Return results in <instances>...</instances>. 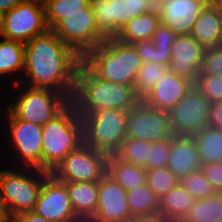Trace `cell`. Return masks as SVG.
I'll return each instance as SVG.
<instances>
[{"label": "cell", "instance_id": "obj_1", "mask_svg": "<svg viewBox=\"0 0 222 222\" xmlns=\"http://www.w3.org/2000/svg\"><path fill=\"white\" fill-rule=\"evenodd\" d=\"M73 49L51 30L25 43L24 71L20 84L58 92L67 73Z\"/></svg>", "mask_w": 222, "mask_h": 222}, {"label": "cell", "instance_id": "obj_2", "mask_svg": "<svg viewBox=\"0 0 222 222\" xmlns=\"http://www.w3.org/2000/svg\"><path fill=\"white\" fill-rule=\"evenodd\" d=\"M18 168L0 169V199L12 218L34 210L42 183L50 174L35 168Z\"/></svg>", "mask_w": 222, "mask_h": 222}, {"label": "cell", "instance_id": "obj_3", "mask_svg": "<svg viewBox=\"0 0 222 222\" xmlns=\"http://www.w3.org/2000/svg\"><path fill=\"white\" fill-rule=\"evenodd\" d=\"M129 113L130 110L119 109L90 112L83 129V143L114 155L126 139Z\"/></svg>", "mask_w": 222, "mask_h": 222}, {"label": "cell", "instance_id": "obj_4", "mask_svg": "<svg viewBox=\"0 0 222 222\" xmlns=\"http://www.w3.org/2000/svg\"><path fill=\"white\" fill-rule=\"evenodd\" d=\"M103 53L104 41L73 49L67 73L59 88L66 99H88L89 88L99 75Z\"/></svg>", "mask_w": 222, "mask_h": 222}, {"label": "cell", "instance_id": "obj_5", "mask_svg": "<svg viewBox=\"0 0 222 222\" xmlns=\"http://www.w3.org/2000/svg\"><path fill=\"white\" fill-rule=\"evenodd\" d=\"M99 33L116 38L128 20L147 12H159L155 0H90Z\"/></svg>", "mask_w": 222, "mask_h": 222}, {"label": "cell", "instance_id": "obj_6", "mask_svg": "<svg viewBox=\"0 0 222 222\" xmlns=\"http://www.w3.org/2000/svg\"><path fill=\"white\" fill-rule=\"evenodd\" d=\"M48 31L43 0H23L2 15V38L25 44Z\"/></svg>", "mask_w": 222, "mask_h": 222}, {"label": "cell", "instance_id": "obj_7", "mask_svg": "<svg viewBox=\"0 0 222 222\" xmlns=\"http://www.w3.org/2000/svg\"><path fill=\"white\" fill-rule=\"evenodd\" d=\"M42 129V170L52 173L71 151L83 144V129L56 118Z\"/></svg>", "mask_w": 222, "mask_h": 222}, {"label": "cell", "instance_id": "obj_8", "mask_svg": "<svg viewBox=\"0 0 222 222\" xmlns=\"http://www.w3.org/2000/svg\"><path fill=\"white\" fill-rule=\"evenodd\" d=\"M143 62L132 44L116 38L104 40V53L98 77L126 86H134Z\"/></svg>", "mask_w": 222, "mask_h": 222}, {"label": "cell", "instance_id": "obj_9", "mask_svg": "<svg viewBox=\"0 0 222 222\" xmlns=\"http://www.w3.org/2000/svg\"><path fill=\"white\" fill-rule=\"evenodd\" d=\"M108 157L83 143L71 151L52 174L61 182H98L107 174Z\"/></svg>", "mask_w": 222, "mask_h": 222}, {"label": "cell", "instance_id": "obj_10", "mask_svg": "<svg viewBox=\"0 0 222 222\" xmlns=\"http://www.w3.org/2000/svg\"><path fill=\"white\" fill-rule=\"evenodd\" d=\"M14 97L5 107L19 120L44 126L54 118V103L57 92L49 89H35L22 84L12 85ZM16 88V89H15ZM19 90V91H18ZM16 96V97H15ZM12 101V102H11ZM10 103V104H9Z\"/></svg>", "mask_w": 222, "mask_h": 222}, {"label": "cell", "instance_id": "obj_11", "mask_svg": "<svg viewBox=\"0 0 222 222\" xmlns=\"http://www.w3.org/2000/svg\"><path fill=\"white\" fill-rule=\"evenodd\" d=\"M210 104L202 92L193 85L168 112L174 135L192 137L209 126Z\"/></svg>", "mask_w": 222, "mask_h": 222}, {"label": "cell", "instance_id": "obj_12", "mask_svg": "<svg viewBox=\"0 0 222 222\" xmlns=\"http://www.w3.org/2000/svg\"><path fill=\"white\" fill-rule=\"evenodd\" d=\"M5 109L9 130L7 138L12 142L8 144L13 148L12 153L16 152L17 160L21 161L16 162V165L42 170V126L19 120L6 107Z\"/></svg>", "mask_w": 222, "mask_h": 222}, {"label": "cell", "instance_id": "obj_13", "mask_svg": "<svg viewBox=\"0 0 222 222\" xmlns=\"http://www.w3.org/2000/svg\"><path fill=\"white\" fill-rule=\"evenodd\" d=\"M174 136L169 113L140 101L130 110L126 138L157 142Z\"/></svg>", "mask_w": 222, "mask_h": 222}, {"label": "cell", "instance_id": "obj_14", "mask_svg": "<svg viewBox=\"0 0 222 222\" xmlns=\"http://www.w3.org/2000/svg\"><path fill=\"white\" fill-rule=\"evenodd\" d=\"M51 31L72 49L94 46L105 40L99 33L90 3L79 12L67 15Z\"/></svg>", "mask_w": 222, "mask_h": 222}, {"label": "cell", "instance_id": "obj_15", "mask_svg": "<svg viewBox=\"0 0 222 222\" xmlns=\"http://www.w3.org/2000/svg\"><path fill=\"white\" fill-rule=\"evenodd\" d=\"M41 217L54 222H69L74 213L66 182L50 173L43 181L33 210Z\"/></svg>", "mask_w": 222, "mask_h": 222}, {"label": "cell", "instance_id": "obj_16", "mask_svg": "<svg viewBox=\"0 0 222 222\" xmlns=\"http://www.w3.org/2000/svg\"><path fill=\"white\" fill-rule=\"evenodd\" d=\"M141 99L134 86H126L97 78L89 88L88 106L90 112L106 109L131 110Z\"/></svg>", "mask_w": 222, "mask_h": 222}, {"label": "cell", "instance_id": "obj_17", "mask_svg": "<svg viewBox=\"0 0 222 222\" xmlns=\"http://www.w3.org/2000/svg\"><path fill=\"white\" fill-rule=\"evenodd\" d=\"M127 191L109 175L98 181L96 214L103 222H127L131 217Z\"/></svg>", "mask_w": 222, "mask_h": 222}, {"label": "cell", "instance_id": "obj_18", "mask_svg": "<svg viewBox=\"0 0 222 222\" xmlns=\"http://www.w3.org/2000/svg\"><path fill=\"white\" fill-rule=\"evenodd\" d=\"M211 0H171L159 7L160 22L176 35H190L201 11Z\"/></svg>", "mask_w": 222, "mask_h": 222}, {"label": "cell", "instance_id": "obj_19", "mask_svg": "<svg viewBox=\"0 0 222 222\" xmlns=\"http://www.w3.org/2000/svg\"><path fill=\"white\" fill-rule=\"evenodd\" d=\"M205 50L191 35H177L172 45L169 71L195 82L203 64Z\"/></svg>", "mask_w": 222, "mask_h": 222}, {"label": "cell", "instance_id": "obj_20", "mask_svg": "<svg viewBox=\"0 0 222 222\" xmlns=\"http://www.w3.org/2000/svg\"><path fill=\"white\" fill-rule=\"evenodd\" d=\"M193 85V80L168 71L142 101L152 108L169 112Z\"/></svg>", "mask_w": 222, "mask_h": 222}, {"label": "cell", "instance_id": "obj_21", "mask_svg": "<svg viewBox=\"0 0 222 222\" xmlns=\"http://www.w3.org/2000/svg\"><path fill=\"white\" fill-rule=\"evenodd\" d=\"M199 150L193 137L170 138L167 168L180 180L191 172L201 169Z\"/></svg>", "mask_w": 222, "mask_h": 222}, {"label": "cell", "instance_id": "obj_22", "mask_svg": "<svg viewBox=\"0 0 222 222\" xmlns=\"http://www.w3.org/2000/svg\"><path fill=\"white\" fill-rule=\"evenodd\" d=\"M222 31V8L211 0L195 21L190 35L205 48L217 47Z\"/></svg>", "mask_w": 222, "mask_h": 222}, {"label": "cell", "instance_id": "obj_23", "mask_svg": "<svg viewBox=\"0 0 222 222\" xmlns=\"http://www.w3.org/2000/svg\"><path fill=\"white\" fill-rule=\"evenodd\" d=\"M24 61L25 44L0 37V79L3 80L5 76L6 79L9 78L7 80L11 86L19 84L23 76ZM10 79H13L12 82Z\"/></svg>", "mask_w": 222, "mask_h": 222}, {"label": "cell", "instance_id": "obj_24", "mask_svg": "<svg viewBox=\"0 0 222 222\" xmlns=\"http://www.w3.org/2000/svg\"><path fill=\"white\" fill-rule=\"evenodd\" d=\"M196 199L179 183L159 198V213L169 222H181Z\"/></svg>", "mask_w": 222, "mask_h": 222}, {"label": "cell", "instance_id": "obj_25", "mask_svg": "<svg viewBox=\"0 0 222 222\" xmlns=\"http://www.w3.org/2000/svg\"><path fill=\"white\" fill-rule=\"evenodd\" d=\"M107 175L126 191L146 185V169L119 159L115 154L109 155Z\"/></svg>", "mask_w": 222, "mask_h": 222}, {"label": "cell", "instance_id": "obj_26", "mask_svg": "<svg viewBox=\"0 0 222 222\" xmlns=\"http://www.w3.org/2000/svg\"><path fill=\"white\" fill-rule=\"evenodd\" d=\"M160 23L159 12H147L128 20L116 39L127 44H133L141 40H152L153 34Z\"/></svg>", "mask_w": 222, "mask_h": 222}, {"label": "cell", "instance_id": "obj_27", "mask_svg": "<svg viewBox=\"0 0 222 222\" xmlns=\"http://www.w3.org/2000/svg\"><path fill=\"white\" fill-rule=\"evenodd\" d=\"M90 115L88 99H66L59 91L54 103V118L84 129Z\"/></svg>", "mask_w": 222, "mask_h": 222}, {"label": "cell", "instance_id": "obj_28", "mask_svg": "<svg viewBox=\"0 0 222 222\" xmlns=\"http://www.w3.org/2000/svg\"><path fill=\"white\" fill-rule=\"evenodd\" d=\"M192 137L199 150L201 164L222 162V130L206 126Z\"/></svg>", "mask_w": 222, "mask_h": 222}, {"label": "cell", "instance_id": "obj_29", "mask_svg": "<svg viewBox=\"0 0 222 222\" xmlns=\"http://www.w3.org/2000/svg\"><path fill=\"white\" fill-rule=\"evenodd\" d=\"M66 187L74 211L96 212L98 182H66Z\"/></svg>", "mask_w": 222, "mask_h": 222}, {"label": "cell", "instance_id": "obj_30", "mask_svg": "<svg viewBox=\"0 0 222 222\" xmlns=\"http://www.w3.org/2000/svg\"><path fill=\"white\" fill-rule=\"evenodd\" d=\"M222 193L196 200L181 222H221Z\"/></svg>", "mask_w": 222, "mask_h": 222}, {"label": "cell", "instance_id": "obj_31", "mask_svg": "<svg viewBox=\"0 0 222 222\" xmlns=\"http://www.w3.org/2000/svg\"><path fill=\"white\" fill-rule=\"evenodd\" d=\"M127 202L132 216L159 212V197L146 185L127 191Z\"/></svg>", "mask_w": 222, "mask_h": 222}, {"label": "cell", "instance_id": "obj_32", "mask_svg": "<svg viewBox=\"0 0 222 222\" xmlns=\"http://www.w3.org/2000/svg\"><path fill=\"white\" fill-rule=\"evenodd\" d=\"M46 22L49 30H52L67 15L79 12L86 7L90 0H43Z\"/></svg>", "mask_w": 222, "mask_h": 222}, {"label": "cell", "instance_id": "obj_33", "mask_svg": "<svg viewBox=\"0 0 222 222\" xmlns=\"http://www.w3.org/2000/svg\"><path fill=\"white\" fill-rule=\"evenodd\" d=\"M169 71L167 66L157 63H143L134 82L136 95L141 101Z\"/></svg>", "mask_w": 222, "mask_h": 222}, {"label": "cell", "instance_id": "obj_34", "mask_svg": "<svg viewBox=\"0 0 222 222\" xmlns=\"http://www.w3.org/2000/svg\"><path fill=\"white\" fill-rule=\"evenodd\" d=\"M152 142L126 138L115 155L124 162L145 167Z\"/></svg>", "mask_w": 222, "mask_h": 222}, {"label": "cell", "instance_id": "obj_35", "mask_svg": "<svg viewBox=\"0 0 222 222\" xmlns=\"http://www.w3.org/2000/svg\"><path fill=\"white\" fill-rule=\"evenodd\" d=\"M146 183L161 198L179 183V179L165 167L146 170Z\"/></svg>", "mask_w": 222, "mask_h": 222}, {"label": "cell", "instance_id": "obj_36", "mask_svg": "<svg viewBox=\"0 0 222 222\" xmlns=\"http://www.w3.org/2000/svg\"><path fill=\"white\" fill-rule=\"evenodd\" d=\"M179 184L196 200L209 197L216 193L212 184L205 177L201 169L191 172L187 176L181 178Z\"/></svg>", "mask_w": 222, "mask_h": 222}, {"label": "cell", "instance_id": "obj_37", "mask_svg": "<svg viewBox=\"0 0 222 222\" xmlns=\"http://www.w3.org/2000/svg\"><path fill=\"white\" fill-rule=\"evenodd\" d=\"M194 85L210 103L222 102V78L200 72Z\"/></svg>", "mask_w": 222, "mask_h": 222}, {"label": "cell", "instance_id": "obj_38", "mask_svg": "<svg viewBox=\"0 0 222 222\" xmlns=\"http://www.w3.org/2000/svg\"><path fill=\"white\" fill-rule=\"evenodd\" d=\"M169 153L170 138L152 142V146L149 148V158H147V164L144 168L150 170L167 167Z\"/></svg>", "mask_w": 222, "mask_h": 222}, {"label": "cell", "instance_id": "obj_39", "mask_svg": "<svg viewBox=\"0 0 222 222\" xmlns=\"http://www.w3.org/2000/svg\"><path fill=\"white\" fill-rule=\"evenodd\" d=\"M200 72L222 78V49L206 48Z\"/></svg>", "mask_w": 222, "mask_h": 222}, {"label": "cell", "instance_id": "obj_40", "mask_svg": "<svg viewBox=\"0 0 222 222\" xmlns=\"http://www.w3.org/2000/svg\"><path fill=\"white\" fill-rule=\"evenodd\" d=\"M176 34L168 27L160 23L152 37L156 49L172 50Z\"/></svg>", "mask_w": 222, "mask_h": 222}, {"label": "cell", "instance_id": "obj_41", "mask_svg": "<svg viewBox=\"0 0 222 222\" xmlns=\"http://www.w3.org/2000/svg\"><path fill=\"white\" fill-rule=\"evenodd\" d=\"M201 170L212 184L214 190L222 193V162L202 164Z\"/></svg>", "mask_w": 222, "mask_h": 222}, {"label": "cell", "instance_id": "obj_42", "mask_svg": "<svg viewBox=\"0 0 222 222\" xmlns=\"http://www.w3.org/2000/svg\"><path fill=\"white\" fill-rule=\"evenodd\" d=\"M132 45L143 63H157V49L152 40H141Z\"/></svg>", "mask_w": 222, "mask_h": 222}, {"label": "cell", "instance_id": "obj_43", "mask_svg": "<svg viewBox=\"0 0 222 222\" xmlns=\"http://www.w3.org/2000/svg\"><path fill=\"white\" fill-rule=\"evenodd\" d=\"M208 123L210 127L222 130V102L210 104Z\"/></svg>", "mask_w": 222, "mask_h": 222}, {"label": "cell", "instance_id": "obj_44", "mask_svg": "<svg viewBox=\"0 0 222 222\" xmlns=\"http://www.w3.org/2000/svg\"><path fill=\"white\" fill-rule=\"evenodd\" d=\"M69 222H103L95 212L74 211Z\"/></svg>", "mask_w": 222, "mask_h": 222}, {"label": "cell", "instance_id": "obj_45", "mask_svg": "<svg viewBox=\"0 0 222 222\" xmlns=\"http://www.w3.org/2000/svg\"><path fill=\"white\" fill-rule=\"evenodd\" d=\"M12 222H54V221L45 219L40 215L36 214L34 211H27L15 216Z\"/></svg>", "mask_w": 222, "mask_h": 222}, {"label": "cell", "instance_id": "obj_46", "mask_svg": "<svg viewBox=\"0 0 222 222\" xmlns=\"http://www.w3.org/2000/svg\"><path fill=\"white\" fill-rule=\"evenodd\" d=\"M127 222H169L162 214L153 213L141 216H132Z\"/></svg>", "mask_w": 222, "mask_h": 222}, {"label": "cell", "instance_id": "obj_47", "mask_svg": "<svg viewBox=\"0 0 222 222\" xmlns=\"http://www.w3.org/2000/svg\"><path fill=\"white\" fill-rule=\"evenodd\" d=\"M172 50L157 49V64L169 67Z\"/></svg>", "mask_w": 222, "mask_h": 222}, {"label": "cell", "instance_id": "obj_48", "mask_svg": "<svg viewBox=\"0 0 222 222\" xmlns=\"http://www.w3.org/2000/svg\"><path fill=\"white\" fill-rule=\"evenodd\" d=\"M23 0H0V13L3 15L6 12L11 11Z\"/></svg>", "mask_w": 222, "mask_h": 222}, {"label": "cell", "instance_id": "obj_49", "mask_svg": "<svg viewBox=\"0 0 222 222\" xmlns=\"http://www.w3.org/2000/svg\"><path fill=\"white\" fill-rule=\"evenodd\" d=\"M13 218L8 212L7 207L0 199V222H12Z\"/></svg>", "mask_w": 222, "mask_h": 222}, {"label": "cell", "instance_id": "obj_50", "mask_svg": "<svg viewBox=\"0 0 222 222\" xmlns=\"http://www.w3.org/2000/svg\"><path fill=\"white\" fill-rule=\"evenodd\" d=\"M156 1V4L158 7H160L162 4L168 2V1H171V0H155Z\"/></svg>", "mask_w": 222, "mask_h": 222}, {"label": "cell", "instance_id": "obj_51", "mask_svg": "<svg viewBox=\"0 0 222 222\" xmlns=\"http://www.w3.org/2000/svg\"><path fill=\"white\" fill-rule=\"evenodd\" d=\"M217 47L222 49V31H221V36H220L219 43H218Z\"/></svg>", "mask_w": 222, "mask_h": 222}, {"label": "cell", "instance_id": "obj_52", "mask_svg": "<svg viewBox=\"0 0 222 222\" xmlns=\"http://www.w3.org/2000/svg\"><path fill=\"white\" fill-rule=\"evenodd\" d=\"M1 30H2V14L0 13V34H1Z\"/></svg>", "mask_w": 222, "mask_h": 222}, {"label": "cell", "instance_id": "obj_53", "mask_svg": "<svg viewBox=\"0 0 222 222\" xmlns=\"http://www.w3.org/2000/svg\"><path fill=\"white\" fill-rule=\"evenodd\" d=\"M222 8V0H214Z\"/></svg>", "mask_w": 222, "mask_h": 222}]
</instances>
